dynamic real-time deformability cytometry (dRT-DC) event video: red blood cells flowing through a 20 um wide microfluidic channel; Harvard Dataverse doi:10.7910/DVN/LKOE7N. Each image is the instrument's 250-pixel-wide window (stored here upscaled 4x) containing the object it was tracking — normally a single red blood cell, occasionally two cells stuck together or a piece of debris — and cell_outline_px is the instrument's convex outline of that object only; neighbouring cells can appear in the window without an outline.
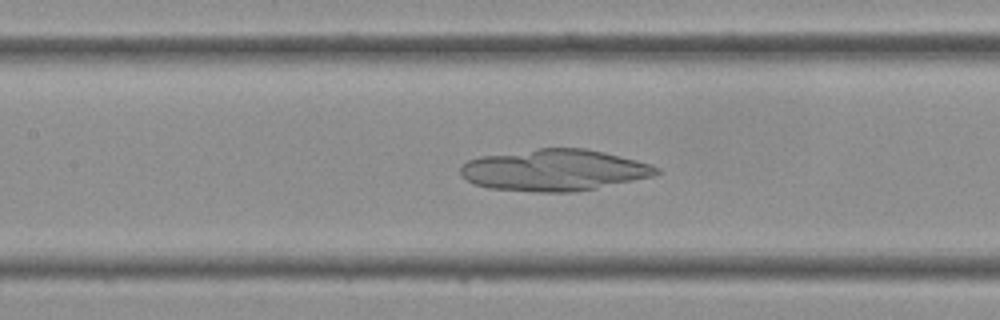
{"species": "Egyptian fruit bat (a non-hibernating species)", "species_latin": "Rousettus aegyptiacus", "temperature_condition": "cold", "stored_images_in_passage": 39, "camera_frame_rate_fps": 3000, "um_per_image_px": 0.085, "frame": {"image": 1, "passage_image": 17, "time_ms": 5.333, "image_size_px": [1000, 320], "cell_outline_px": [[660, 172], [652, 176], [596, 188], [576, 192], [540, 192], [488, 188], [472, 184], [460, 176], [460, 168], [468, 160], [480, 156], [540, 148], [584, 148], [604, 152], [652, 164], [660, 168]], "centroid_in_image_um": [47.08, 14.46], "position_along_channel_um": 160.3, "area_um2": 47.4}}